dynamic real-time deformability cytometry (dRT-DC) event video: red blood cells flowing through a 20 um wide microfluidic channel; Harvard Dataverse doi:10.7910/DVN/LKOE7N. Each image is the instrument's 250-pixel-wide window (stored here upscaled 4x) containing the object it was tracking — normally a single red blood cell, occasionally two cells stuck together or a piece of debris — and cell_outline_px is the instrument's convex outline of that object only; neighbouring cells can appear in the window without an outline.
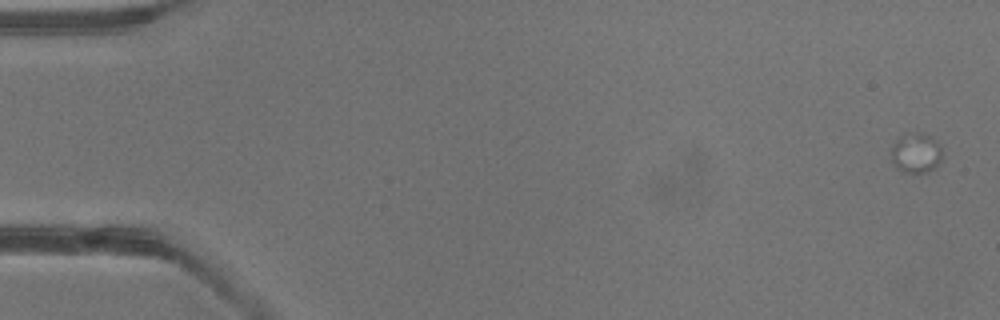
{"species": "common noctule bat (a hibernating species)", "species_latin": "Nyctalus noctula", "temperature_condition": "warm", "stored_images_in_passage": 2, "camera_frame_rate_fps": 3000, "um_per_image_px": 0.085, "animal": {"sex": "male", "body_mass_g": 13.3}, "frame": {"image": 1, "passage_image": 1, "time_ms": 0.0, "image_size_px": [1000, 320], "cell_outline_px": [[944, 152], [936, 168], [924, 172], [904, 172], [892, 160], [892, 144], [904, 132], [916, 132], [928, 136], [936, 140], [940, 144]], "centroid_in_image_um": [77.9, 12.97], "position_along_channel_um": 7.1, "area_um2": 11.85}}